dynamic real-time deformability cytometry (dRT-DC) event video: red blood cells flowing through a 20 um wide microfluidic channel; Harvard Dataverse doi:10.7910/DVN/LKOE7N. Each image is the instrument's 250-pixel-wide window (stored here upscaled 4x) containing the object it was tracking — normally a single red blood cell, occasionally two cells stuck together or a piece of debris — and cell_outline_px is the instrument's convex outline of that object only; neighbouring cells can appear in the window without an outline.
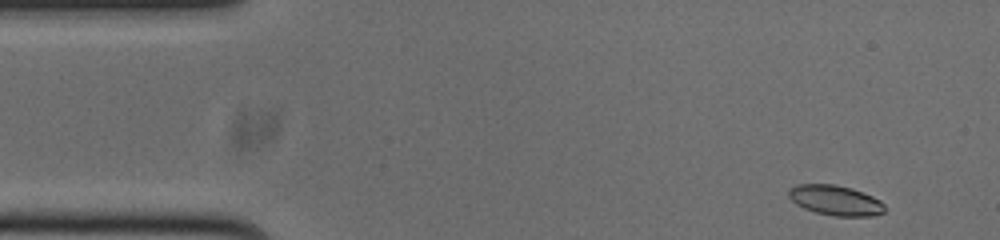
{"species": "common noctule bat (a hibernating species)", "species_latin": "Nyctalus noctula", "temperature_condition": "cold", "stored_images_in_passage": 50, "camera_frame_rate_fps": 3000, "um_per_image_px": 0.085, "animal": {"sex": "male", "body_mass_g": 20.0, "forearm_length_mm": 53.3}, "frame": {"image": 1, "passage_image": 1, "time_ms": 0.0, "image_size_px": [1000, 240], "cell_outline_px": [[884, 212], [876, 216], [832, 216], [816, 212], [804, 208], [796, 204], [788, 196], [788, 192], [796, 184], [836, 184], [852, 188], [872, 196], [880, 200], [884, 204]], "centroid_in_image_um": [71.03, 17.03], "position_along_channel_um": 14.0, "area_um2": 16.88}}
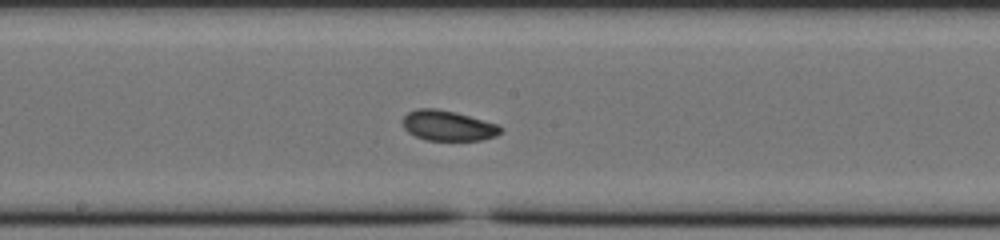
{"frame": {"image": 2, "passage_image": 24, "time_ms": 7.667, "image_size_px": [1000, 240], "cell_outline_px": [[500, 132], [496, 136], [480, 140], [424, 140], [408, 132], [404, 128], [400, 120], [408, 112], [416, 108], [436, 108], [456, 112], [496, 124], [500, 128]], "centroid_in_image_um": [38.0, 10.67], "position_along_channel_um": 210.2, "area_um2": 17.22}}
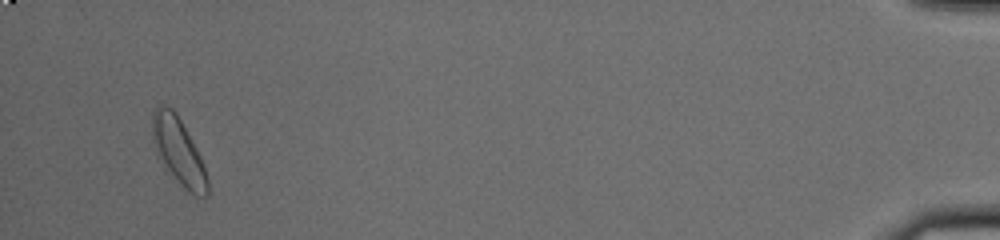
{"frame": {"image": 3, "passage_image": 48, "time_ms": 15.667, "image_size_px": [1000, 240], "cell_outline_px": [[208, 196], [196, 196], [188, 192], [164, 168], [156, 152], [152, 140], [152, 108], [156, 104], [164, 104], [172, 108], [176, 112], [196, 148], [200, 156], [208, 176]], "centroid_in_image_um": [15.14, 12.83], "position_along_channel_um": 420.1, "area_um2": 21.73}, "authors_computed_cell_mechanics": {"area_um2": 17.5134, "velocity_mm_per_s": 3.7468, "shape_relaxation_time_tau1_ms": 4.9584, "shape_relaxation_time_tau2_ms": 2.7939, "deformation_change_tau1": 0.0937, "deformation_change_tau2": 0.0683}}